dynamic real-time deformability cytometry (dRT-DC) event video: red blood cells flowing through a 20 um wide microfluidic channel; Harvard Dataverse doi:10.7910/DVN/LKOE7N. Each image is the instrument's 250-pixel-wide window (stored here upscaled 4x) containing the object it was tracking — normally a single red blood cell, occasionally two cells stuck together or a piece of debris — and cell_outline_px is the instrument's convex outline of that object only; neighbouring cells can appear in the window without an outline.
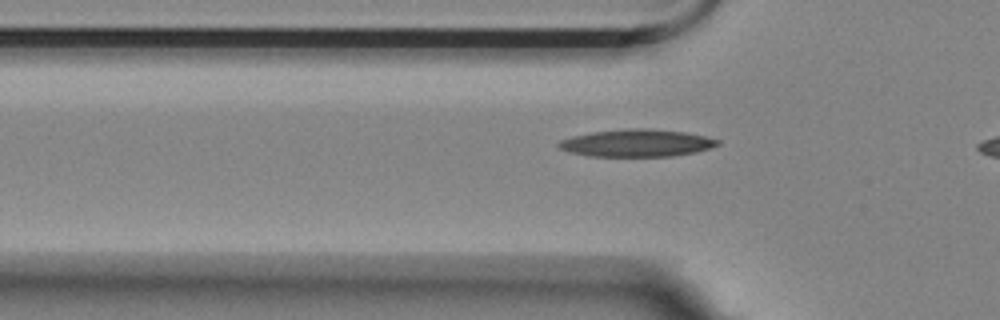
{"species": "Egyptian fruit bat (a non-hibernating species)", "species_latin": "Rousettus aegyptiacus", "temperature_condition": "room temperature", "stored_images_in_passage": 11, "camera_frame_rate_fps": 3000, "um_per_image_px": 0.085, "animal": {"sex": "female"}, "frame": {"image": 1, "passage_image": 8, "time_ms": 2.333, "image_size_px": [1000, 320], "cell_outline_px": [[720, 144], [708, 148], [692, 152], [672, 156], [588, 156], [568, 152], [560, 148], [556, 144], [560, 140], [572, 136], [592, 132], [628, 128], [644, 128], [684, 132], [704, 136], [720, 140]], "centroid_in_image_um": [54.07, 12.15], "position_along_channel_um": 71.7, "area_um2": 25.14}}